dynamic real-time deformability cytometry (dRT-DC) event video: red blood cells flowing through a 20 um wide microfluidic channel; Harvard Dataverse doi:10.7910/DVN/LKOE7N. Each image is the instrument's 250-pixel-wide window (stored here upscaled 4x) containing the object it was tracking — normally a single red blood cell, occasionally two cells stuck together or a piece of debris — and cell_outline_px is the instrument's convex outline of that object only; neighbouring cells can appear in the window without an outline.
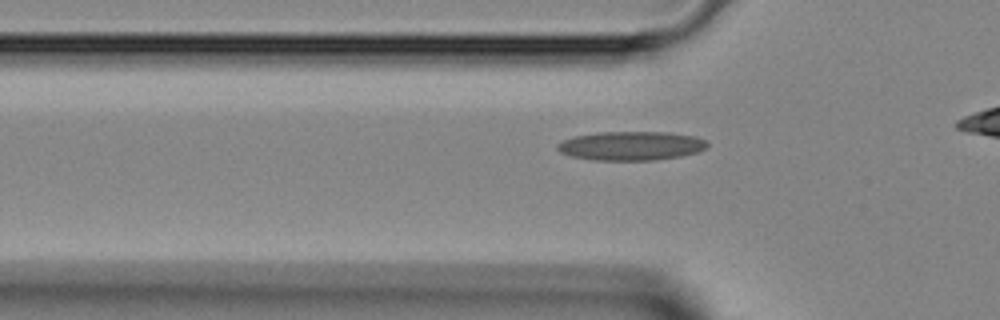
{"species": "Egyptian fruit bat (a non-hibernating species)", "species_latin": "Rousettus aegyptiacus", "temperature_condition": "room temperature", "stored_images_in_passage": 30, "camera_frame_rate_fps": 3000, "um_per_image_px": 0.085, "animal": {"sex": "female"}, "frame": {"image": 1, "passage_image": 9, "time_ms": 2.667, "image_size_px": [1000, 320], "cell_outline_px": [[708, 148], [696, 152], [680, 156], [652, 160], [592, 160], [572, 156], [560, 152], [556, 148], [556, 144], [572, 136], [600, 132], [668, 132], [696, 136], [704, 140], [708, 144]], "centroid_in_image_um": [53.63, 12.39], "position_along_channel_um": 72.2, "area_um2": 25.32}}
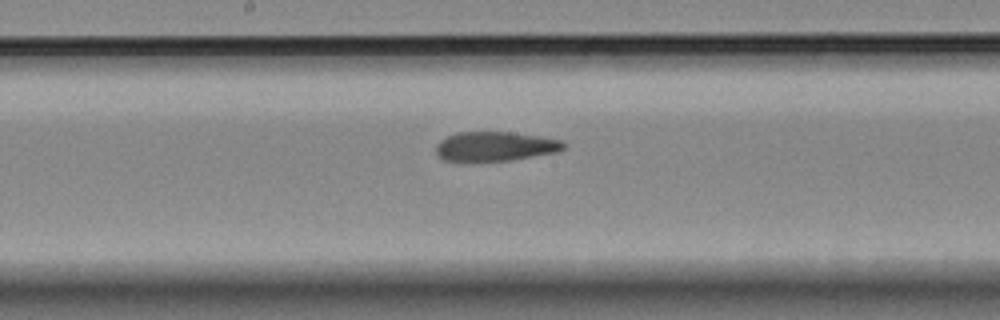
{"frame": {"image": 2, "passage_image": 18, "time_ms": 5.667, "image_size_px": [1000, 320], "cell_outline_px": [[568, 144], [560, 152], [512, 160], [472, 164], [460, 164], [444, 160], [436, 156], [436, 144], [440, 140], [456, 132], [512, 132], [564, 140]], "centroid_in_image_um": [42.05, 12.49], "position_along_channel_um": 206.1, "area_um2": 23.12}}
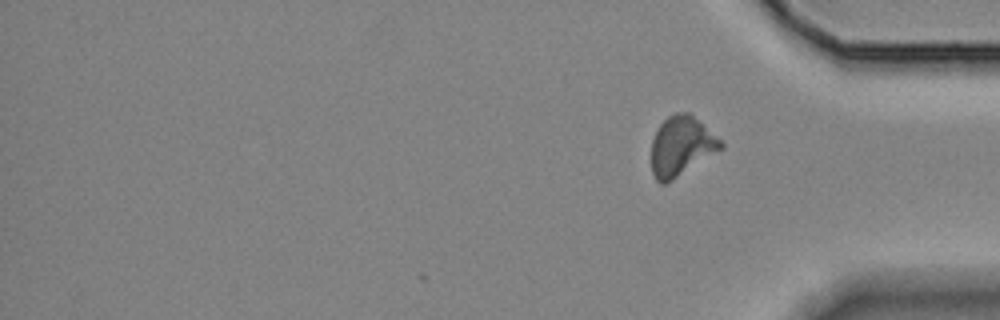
{"frame": {"image": 3, "passage_image": 30, "time_ms": 9.667, "image_size_px": [1000, 320], "cell_outline_px": [[724, 148], [672, 180], [664, 184], [660, 184], [656, 180], [652, 172], [652, 140], [660, 124], [668, 116], [676, 112], [688, 112], [720, 140], [724, 144]], "centroid_in_image_um": [57.9, 12.44], "position_along_channel_um": 377.3, "area_um2": 23.7}}